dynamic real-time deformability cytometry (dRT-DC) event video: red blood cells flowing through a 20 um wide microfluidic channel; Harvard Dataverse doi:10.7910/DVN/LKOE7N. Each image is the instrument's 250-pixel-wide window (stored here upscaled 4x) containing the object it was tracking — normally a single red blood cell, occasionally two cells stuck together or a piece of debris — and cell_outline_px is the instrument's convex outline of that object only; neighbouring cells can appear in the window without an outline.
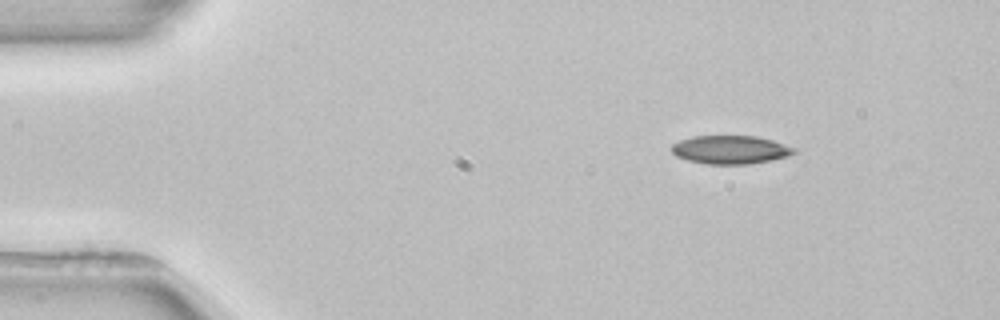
{"species": "common noctule bat (a hibernating species)", "species_latin": "Nyctalus noctula", "temperature_condition": "room temperature", "stored_images_in_passage": 4, "camera_frame_rate_fps": 3000, "um_per_image_px": 0.085, "animal": {"sex": "female", "body_mass_g": 22.7, "forearm_length_mm": 54.2}, "frame": {"image": 1, "passage_image": 1, "time_ms": 0.0, "image_size_px": [1000, 320], "cell_outline_px": [[796, 152], [788, 156], [748, 164], [704, 164], [688, 160], [676, 156], [672, 152], [672, 144], [680, 140], [692, 136], [756, 136], [772, 140], [796, 148]], "centroid_in_image_um": [62.06, 12.72], "position_along_channel_um": 22.9, "area_um2": 20.17}}
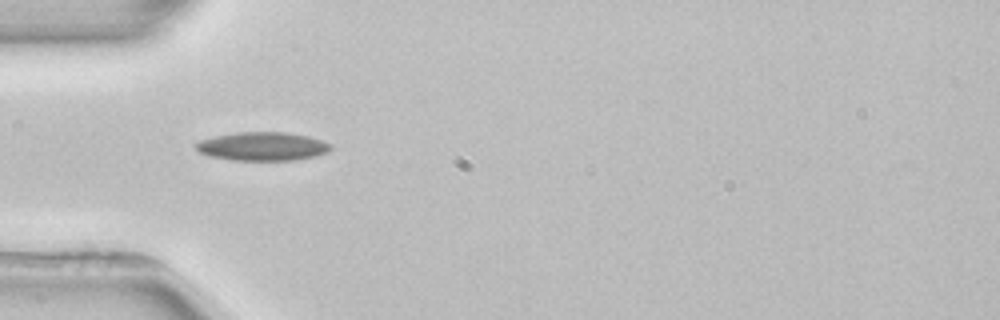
{"frame": {"image": 2, "passage_image": 3, "time_ms": 3.0, "image_size_px": [1000, 320], "cell_outline_px": [[332, 148], [328, 152], [316, 156], [296, 160], [232, 160], [208, 156], [200, 152], [196, 148], [196, 144], [200, 140], [216, 136], [236, 132], [284, 132], [308, 136], [332, 144]], "centroid_in_image_um": [22.33, 12.44], "position_along_channel_um": 62.7, "area_um2": 22.43}}